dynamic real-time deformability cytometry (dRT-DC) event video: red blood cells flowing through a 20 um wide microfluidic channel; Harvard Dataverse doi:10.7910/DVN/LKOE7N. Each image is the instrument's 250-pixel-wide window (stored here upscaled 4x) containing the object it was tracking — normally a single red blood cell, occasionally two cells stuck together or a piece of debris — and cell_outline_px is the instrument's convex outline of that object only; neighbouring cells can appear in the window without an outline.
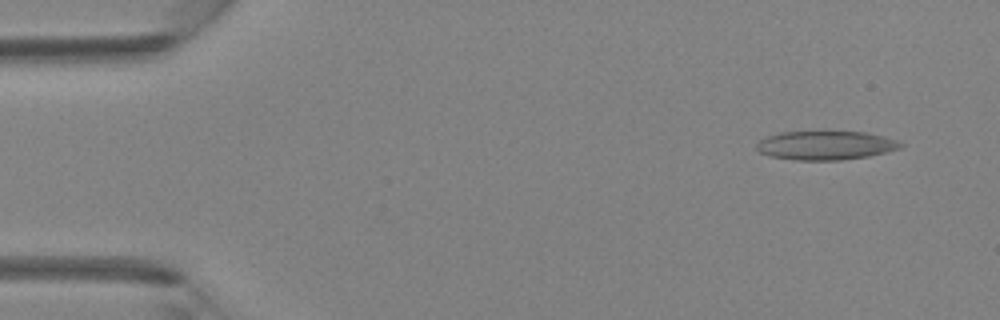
{"species": "Egyptian fruit bat (a non-hibernating species)", "species_latin": "Rousettus aegyptiacus", "temperature_condition": "room temperature", "stored_images_in_passage": 42, "camera_frame_rate_fps": 3000, "um_per_image_px": 0.085, "animal": {"sex": "female"}, "frame": {"image": 1, "passage_image": 3, "time_ms": 0.667, "image_size_px": [1000, 320], "cell_outline_px": [[904, 144], [900, 148], [868, 156], [840, 160], [796, 160], [768, 156], [760, 152], [756, 148], [756, 144], [760, 140], [768, 136], [780, 132], [864, 132], [884, 136], [896, 140]], "centroid_in_image_um": [70.15, 12.36], "position_along_channel_um": 14.8, "area_um2": 24.04}}
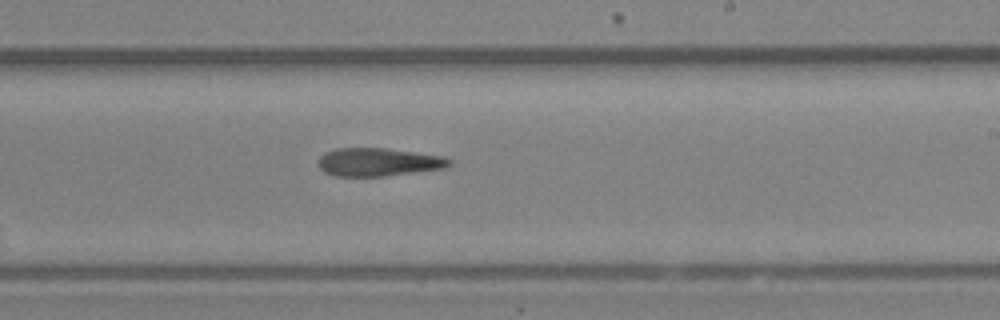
{"frame": {"image": 2, "passage_image": 25, "time_ms": 8.0, "image_size_px": [1000, 320], "cell_outline_px": [[452, 164], [448, 168], [384, 176], [336, 176], [324, 172], [320, 168], [320, 156], [324, 152], [336, 148], [384, 148], [444, 156], [452, 160]], "centroid_in_image_um": [32.21, 13.78], "position_along_channel_um": 256.8, "area_um2": 21.56}}
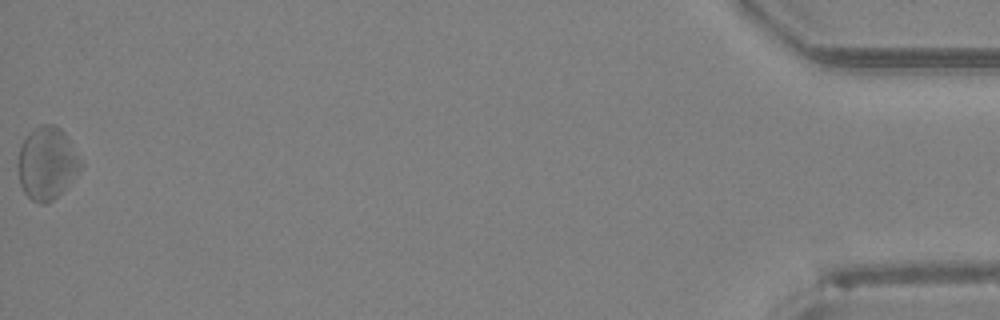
{"frame": {"image": 3, "passage_image": 42, "time_ms": 13.667, "image_size_px": [1000, 320], "cell_outline_px": [[84, 164], [64, 188], [52, 200], [44, 204], [40, 204], [32, 200], [24, 192], [20, 184], [16, 164], [20, 144], [28, 132], [32, 128], [44, 124], [52, 124], [60, 128], [64, 132], [84, 160]], "centroid_in_image_um": [3.97, 13.83], "position_along_channel_um": 431.2, "area_um2": 26.88}}